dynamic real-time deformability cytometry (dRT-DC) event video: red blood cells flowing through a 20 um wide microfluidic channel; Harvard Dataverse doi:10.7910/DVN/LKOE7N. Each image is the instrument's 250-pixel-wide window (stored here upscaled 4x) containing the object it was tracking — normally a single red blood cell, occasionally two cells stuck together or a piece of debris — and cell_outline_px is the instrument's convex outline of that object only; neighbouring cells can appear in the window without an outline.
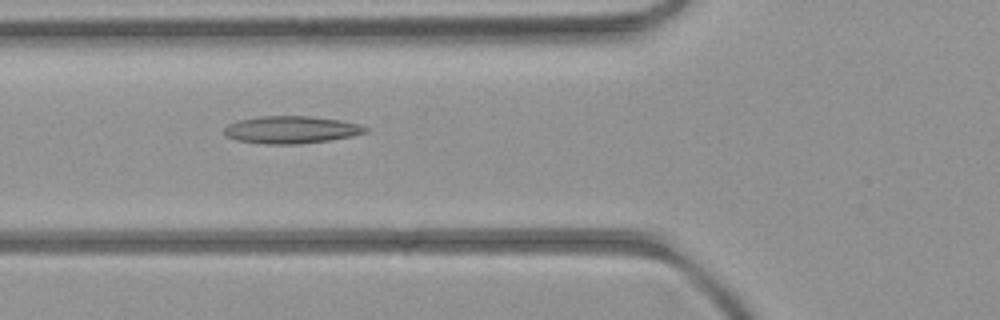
{"species": "common noctule bat (a hibernating species)", "species_latin": "Nyctalus noctula", "temperature_condition": "room temperature", "stored_images_in_passage": 50, "camera_frame_rate_fps": 3000, "um_per_image_px": 0.085, "animal": {"sex": "female", "body_mass_g": 21.9}, "frame": {"image": 1, "passage_image": 19, "time_ms": 6.0, "image_size_px": [1000, 320], "cell_outline_px": [[368, 132], [352, 136], [332, 140], [300, 144], [264, 144], [236, 140], [228, 136], [224, 132], [224, 128], [228, 124], [236, 120], [260, 116], [308, 116], [340, 120], [360, 124], [368, 128]], "centroid_in_image_um": [24.76, 11.03], "position_along_channel_um": 101.0, "area_um2": 22.72}}
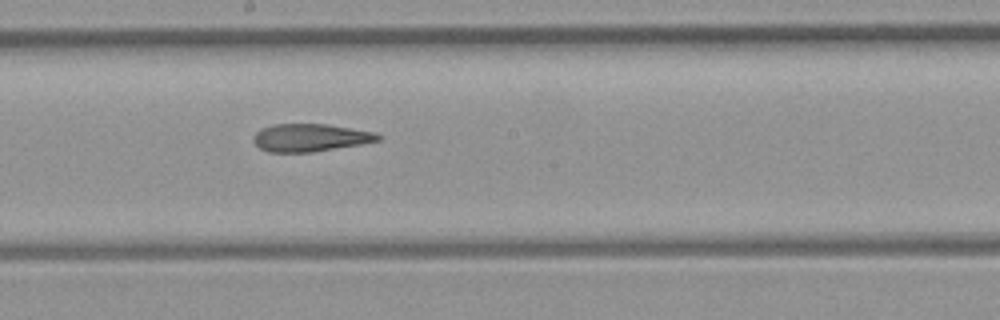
{"frame": {"image": 2, "passage_image": 28, "time_ms": 9.0, "image_size_px": [1000, 320], "cell_outline_px": [[380, 140], [360, 144], [312, 152], [268, 152], [260, 148], [252, 140], [252, 136], [260, 128], [272, 124], [328, 124], [376, 132], [380, 136]], "centroid_in_image_um": [26.33, 11.69], "position_along_channel_um": 221.9, "area_um2": 20.17}}
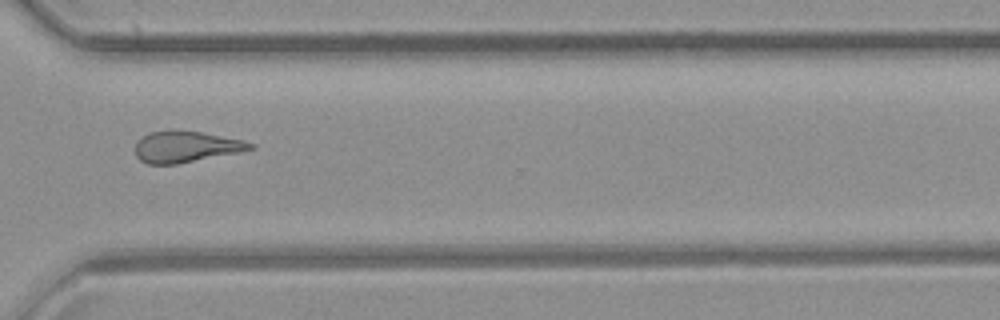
{"frame": {"image": 3, "passage_image": 38, "time_ms": 12.333, "image_size_px": [1000, 320], "cell_outline_px": [[256, 148], [176, 164], [148, 164], [140, 160], [136, 156], [136, 140], [148, 132], [168, 128], [176, 128], [200, 132], [244, 140], [256, 144]], "centroid_in_image_um": [15.75, 12.43], "position_along_channel_um": 354.9, "area_um2": 21.21}, "authors_computed_cell_mechanics": {"area_um2": 21.5305, "velocity_mm_per_s": 4.0029, "shape_relaxation_time_tau1_ms": null, "shape_relaxation_time_tau2_ms": 5.7948, "deformation_change_tau1": null, "deformation_change_tau2": 0.1853}}